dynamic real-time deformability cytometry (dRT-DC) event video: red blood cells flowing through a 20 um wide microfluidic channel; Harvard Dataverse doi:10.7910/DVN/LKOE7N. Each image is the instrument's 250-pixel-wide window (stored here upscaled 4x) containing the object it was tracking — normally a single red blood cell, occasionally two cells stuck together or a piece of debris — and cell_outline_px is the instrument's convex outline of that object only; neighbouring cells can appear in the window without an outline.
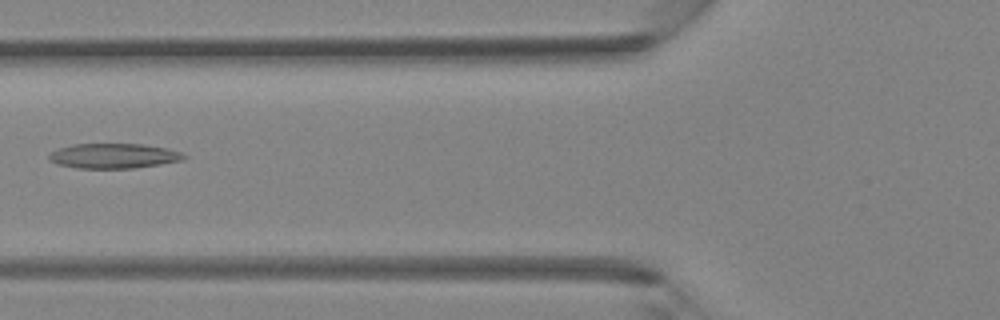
{"species": "Egyptian fruit bat (a non-hibernating species)", "species_latin": "Rousettus aegyptiacus", "temperature_condition": "room temperature", "stored_images_in_passage": 35, "camera_frame_rate_fps": 3000, "um_per_image_px": 0.085, "animal": {"sex": "female"}, "frame": {"image": 1, "passage_image": 10, "time_ms": 3.0, "image_size_px": [1000, 320], "cell_outline_px": [[188, 156], [184, 160], [160, 164], [132, 168], [76, 168], [56, 164], [48, 160], [48, 156], [52, 152], [60, 148], [72, 144], [140, 144], [164, 148], [180, 152]], "centroid_in_image_um": [9.64, 13.26], "position_along_channel_um": 116.2, "area_um2": 19.48}}
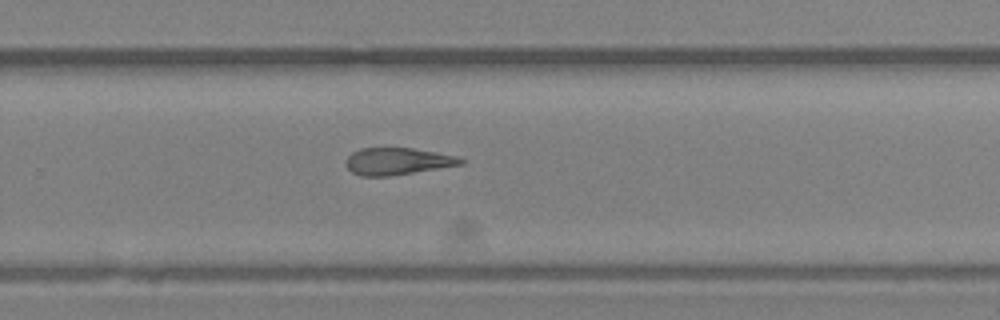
{"frame": {"image": 2, "passage_image": 21, "time_ms": 6.667, "image_size_px": [1000, 320], "cell_outline_px": [[464, 164], [388, 176], [360, 176], [352, 172], [344, 164], [344, 160], [352, 152], [360, 148], [412, 148], [436, 152], [456, 156], [464, 160]], "centroid_in_image_um": [33.73, 13.7], "position_along_channel_um": 296.1, "area_um2": 18.03}}
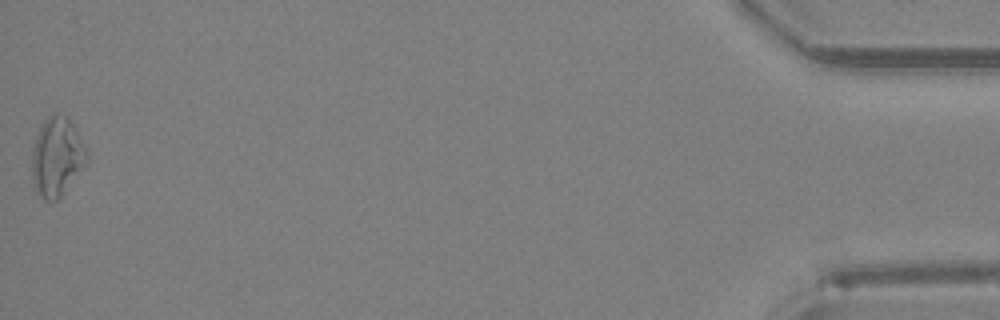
{"frame": {"image": 3, "passage_image": 35, "time_ms": 11.333, "image_size_px": [1000, 320], "cell_outline_px": [[88, 160], [64, 192], [56, 200], [44, 200], [36, 192], [32, 176], [32, 148], [40, 124], [48, 116], [56, 112], [68, 116], [88, 152]], "centroid_in_image_um": [4.82, 13.29], "position_along_channel_um": 430.4, "area_um2": 25.2}}